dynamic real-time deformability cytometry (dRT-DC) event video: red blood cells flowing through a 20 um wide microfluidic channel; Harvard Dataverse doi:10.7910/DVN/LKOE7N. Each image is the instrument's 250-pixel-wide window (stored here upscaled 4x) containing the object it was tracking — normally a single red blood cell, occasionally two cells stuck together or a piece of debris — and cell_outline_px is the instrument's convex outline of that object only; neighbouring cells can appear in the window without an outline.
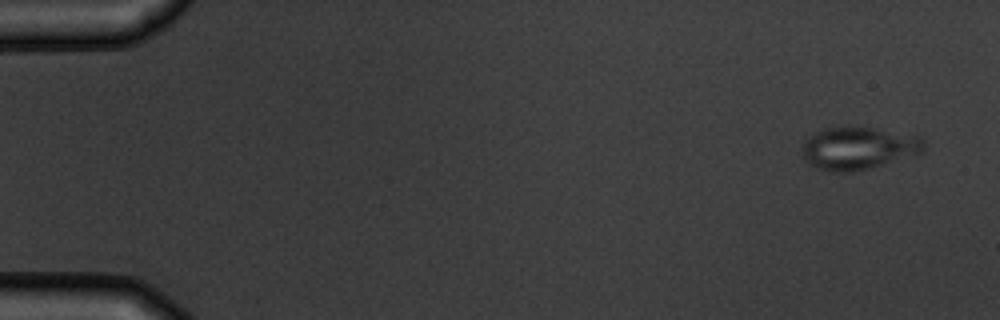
{"species": "common noctule bat (a hibernating species)", "species_latin": "Nyctalus noctula", "temperature_condition": "warm", "stored_images_in_passage": 4, "camera_frame_rate_fps": 3000, "um_per_image_px": 0.085, "animal": {"sex": "male", "body_mass_g": 19.5, "forearm_length_mm": 54.6}, "frame": {"image": 1, "passage_image": 1, "time_ms": 0.0, "image_size_px": [1000, 320], "cell_outline_px": [[924, 148], [920, 152], [868, 168], [848, 172], [832, 172], [816, 168], [804, 156], [800, 148], [804, 140], [808, 136], [824, 128], [848, 124], [920, 136], [924, 140]], "centroid_in_image_um": [72.88, 12.55], "position_along_channel_um": 12.1, "area_um2": 30.11}}